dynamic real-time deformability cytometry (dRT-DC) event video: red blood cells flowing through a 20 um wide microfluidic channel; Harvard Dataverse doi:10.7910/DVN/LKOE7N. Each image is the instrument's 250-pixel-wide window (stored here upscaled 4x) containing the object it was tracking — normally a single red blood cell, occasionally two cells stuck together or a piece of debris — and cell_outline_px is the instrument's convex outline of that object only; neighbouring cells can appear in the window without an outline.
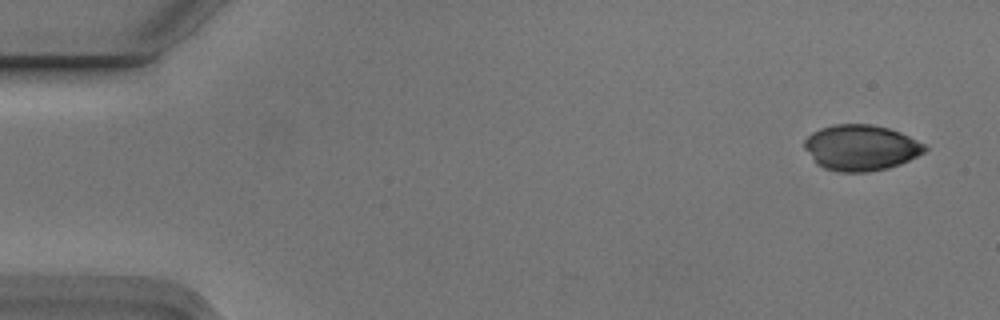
{"species": "Egyptian fruit bat (a non-hibernating species)", "species_latin": "Rousettus aegyptiacus", "temperature_condition": "cold", "stored_images_in_passage": 5, "segment_of_instrument_passage": [1, 2], "camera_frame_rate_fps": 3000, "um_per_image_px": 0.085, "animal": {"sex": "male"}, "frame": {"image": 1, "passage_image": 1, "time_ms": 0.0, "image_size_px": [1000, 320], "cell_outline_px": [[928, 148], [924, 152], [900, 164], [888, 168], [868, 172], [836, 172], [824, 168], [816, 164], [804, 148], [804, 140], [812, 132], [820, 128], [832, 124], [872, 124], [888, 128], [900, 132], [924, 144]], "centroid_in_image_um": [73.14, 12.55], "position_along_channel_um": 11.9, "area_um2": 32.19}}